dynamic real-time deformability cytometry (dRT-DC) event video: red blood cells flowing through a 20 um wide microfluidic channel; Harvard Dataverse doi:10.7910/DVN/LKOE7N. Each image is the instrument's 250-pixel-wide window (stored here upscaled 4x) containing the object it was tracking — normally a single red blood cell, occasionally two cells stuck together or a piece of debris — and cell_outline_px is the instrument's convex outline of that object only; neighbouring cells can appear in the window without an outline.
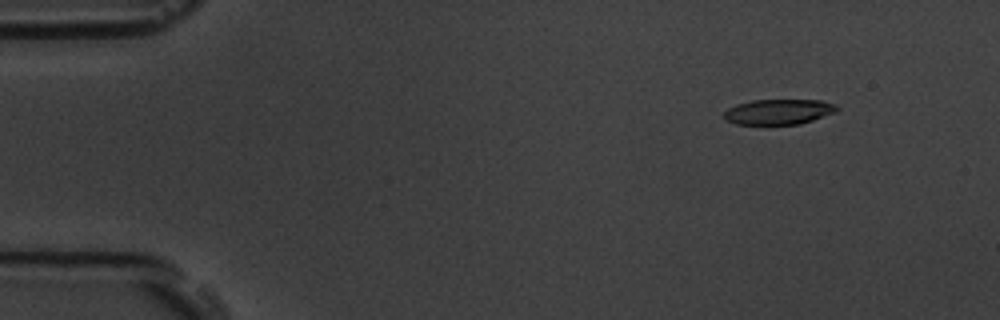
{"species": "common noctule bat (a hibernating species)", "species_latin": "Nyctalus noctula", "temperature_condition": "room temperature", "stored_images_in_passage": 57, "camera_frame_rate_fps": 3000, "um_per_image_px": 0.085, "animal": {"sex": "male", "body_mass_g": 19.5, "forearm_length_mm": 54.6}, "frame": {"image": 1, "passage_image": 7, "time_ms": 2.0, "image_size_px": [1000, 320], "cell_outline_px": [[840, 108], [836, 112], [800, 124], [736, 124], [724, 120], [724, 112], [728, 108], [736, 104], [752, 100], [820, 100], [836, 104]], "centroid_in_image_um": [66.18, 9.5], "position_along_channel_um": 18.8, "area_um2": 16.7}}
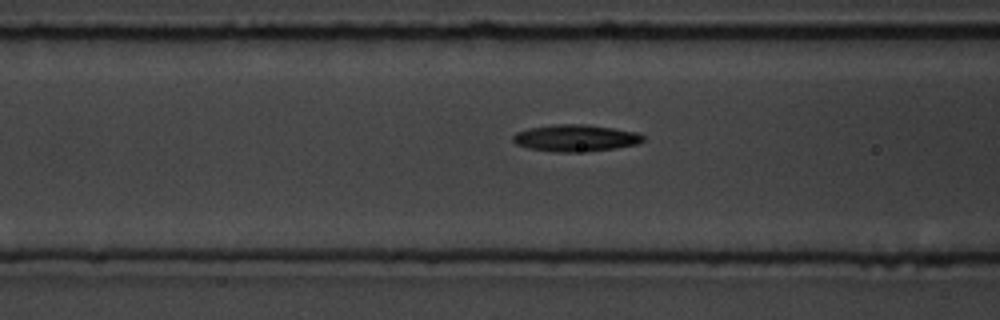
{"frame": {"image": 2, "passage_image": 23, "time_ms": 7.333, "image_size_px": [1000, 320], "cell_outline_px": [[644, 140], [640, 144], [616, 148], [572, 152], [556, 152], [528, 148], [516, 144], [512, 140], [512, 136], [516, 132], [528, 128], [556, 124], [588, 124], [640, 132], [644, 136]], "centroid_in_image_um": [48.95, 11.72], "position_along_channel_um": 117.7, "area_um2": 20.52}}
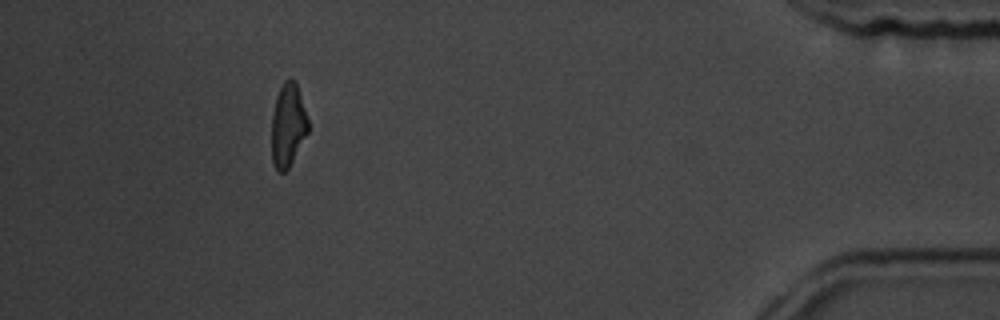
{"frame": {"image": 3, "passage_image": 52, "time_ms": 17.0, "image_size_px": [1000, 320], "cell_outline_px": [[308, 132], [288, 168], [284, 172], [276, 172], [272, 164], [272, 112], [276, 96], [284, 80], [296, 80], [308, 120]], "centroid_in_image_um": [24.46, 10.65], "position_along_channel_um": 410.7, "area_um2": 17.69}, "authors_computed_cell_mechanics": {"area_um2": 18.6116, "velocity_mm_per_s": 3.6411, "shape_relaxation_time_tau1_ms": 5.0153, "shape_relaxation_time_tau2_ms": 3.7688, "deformation_change_tau1": 0.1762, "deformation_change_tau2": 0.1202}}